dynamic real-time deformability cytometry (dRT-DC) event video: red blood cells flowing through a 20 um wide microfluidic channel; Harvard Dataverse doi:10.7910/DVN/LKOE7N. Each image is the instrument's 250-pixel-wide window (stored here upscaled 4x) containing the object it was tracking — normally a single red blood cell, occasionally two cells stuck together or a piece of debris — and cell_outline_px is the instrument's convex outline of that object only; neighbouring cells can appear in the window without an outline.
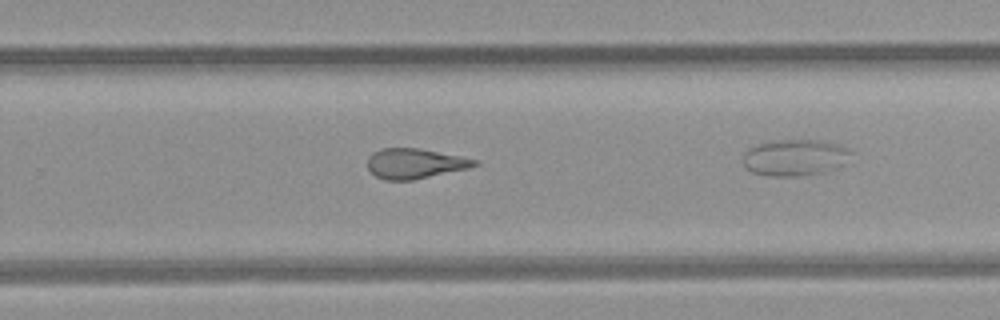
{"species": "common noctule bat (a hibernating species)", "species_latin": "Nyctalus noctula", "temperature_condition": "room temperature", "stored_images_in_passage": 26, "camera_frame_rate_fps": 3000, "um_per_image_px": 0.085, "animal": {"sex": "female", "body_mass_g": 21.9}, "frame": {"image": 1, "passage_image": 19, "time_ms": 6.0, "image_size_px": [1000, 320], "cell_outline_px": [[480, 164], [468, 168], [412, 180], [384, 180], [376, 176], [368, 168], [368, 156], [372, 152], [380, 148], [420, 148], [480, 160]], "centroid_in_image_um": [35.26, 13.89], "position_along_channel_um": 294.5, "area_um2": 18.79}}